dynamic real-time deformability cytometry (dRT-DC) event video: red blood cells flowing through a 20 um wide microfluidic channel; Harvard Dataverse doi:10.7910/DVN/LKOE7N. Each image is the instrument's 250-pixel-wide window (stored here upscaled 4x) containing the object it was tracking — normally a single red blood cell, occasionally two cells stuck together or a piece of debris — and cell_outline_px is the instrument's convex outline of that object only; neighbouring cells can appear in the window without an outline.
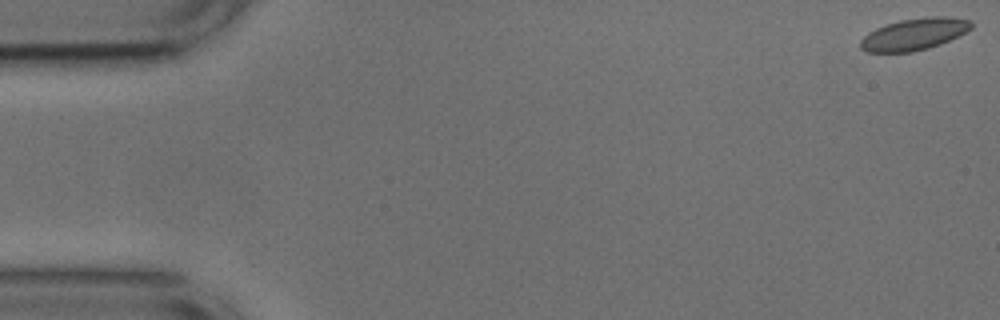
{"species": "common noctule bat (a hibernating species)", "species_latin": "Nyctalus noctula", "temperature_condition": "cold", "stored_images_in_passage": 54, "camera_frame_rate_fps": 3000, "um_per_image_px": 0.085, "animal": {"sex": "male", "body_mass_g": 17.9, "forearm_length_mm": 54.2}, "frame": {"image": 1, "passage_image": 1, "time_ms": 0.0, "image_size_px": [1000, 320], "cell_outline_px": [[972, 28], [940, 44], [928, 48], [912, 52], [868, 52], [860, 48], [860, 40], [868, 32], [876, 28], [900, 20], [928, 16], [948, 16], [972, 20]], "centroid_in_image_um": [77.7, 2.9], "position_along_channel_um": 7.3, "area_um2": 20.46}}
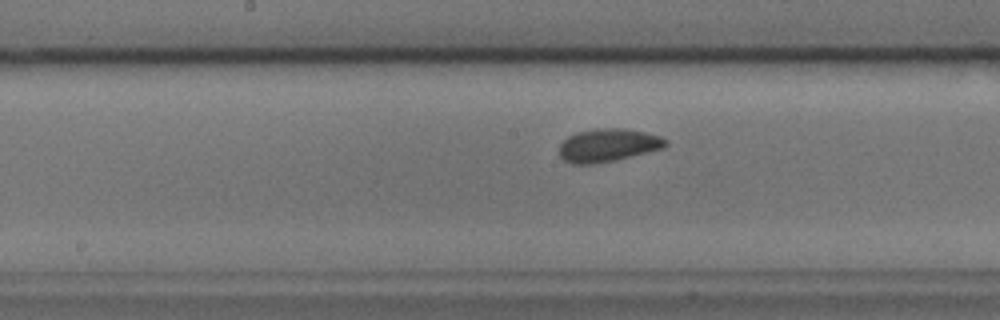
{"frame": {"image": 2, "passage_image": 27, "time_ms": 8.667, "image_size_px": [1000, 320], "cell_outline_px": [[668, 144], [664, 148], [616, 160], [596, 164], [572, 164], [564, 160], [560, 156], [560, 144], [568, 136], [576, 132], [600, 128], [624, 128], [644, 132], [660, 136], [668, 140]], "centroid_in_image_um": [51.69, 12.35], "position_along_channel_um": 196.5, "area_um2": 20.58}}
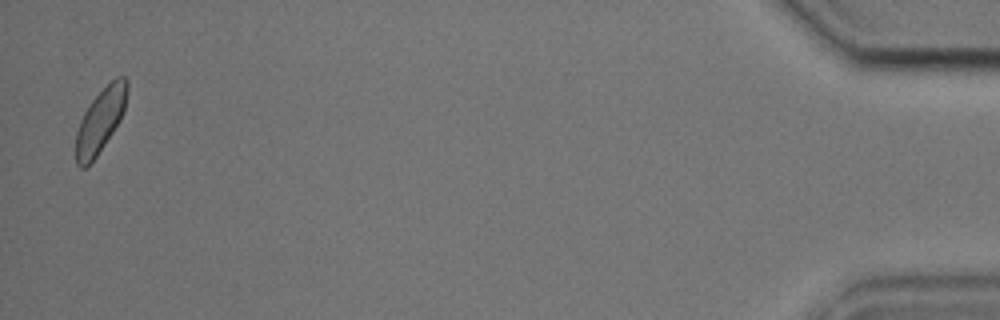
{"frame": {"image": 3, "passage_image": 53, "time_ms": 17.333, "image_size_px": [1000, 320], "cell_outline_px": [[128, 92], [124, 112], [120, 120], [96, 156], [84, 168], [80, 168], [76, 164], [76, 132], [80, 120], [84, 112], [92, 100], [116, 76], [124, 76], [128, 80]], "centroid_in_image_um": [8.55, 10.21], "position_along_channel_um": 426.7, "area_um2": 18.9}, "authors_computed_cell_mechanics": {"area_um2": 20.0855, "velocity_mm_per_s": 3.7035, "shape_relaxation_time_tau1_ms": 2.0042, "shape_relaxation_time_tau2_ms": 1.4273, "deformation_change_tau1": 0.0542, "deformation_change_tau2": 0.0573}}